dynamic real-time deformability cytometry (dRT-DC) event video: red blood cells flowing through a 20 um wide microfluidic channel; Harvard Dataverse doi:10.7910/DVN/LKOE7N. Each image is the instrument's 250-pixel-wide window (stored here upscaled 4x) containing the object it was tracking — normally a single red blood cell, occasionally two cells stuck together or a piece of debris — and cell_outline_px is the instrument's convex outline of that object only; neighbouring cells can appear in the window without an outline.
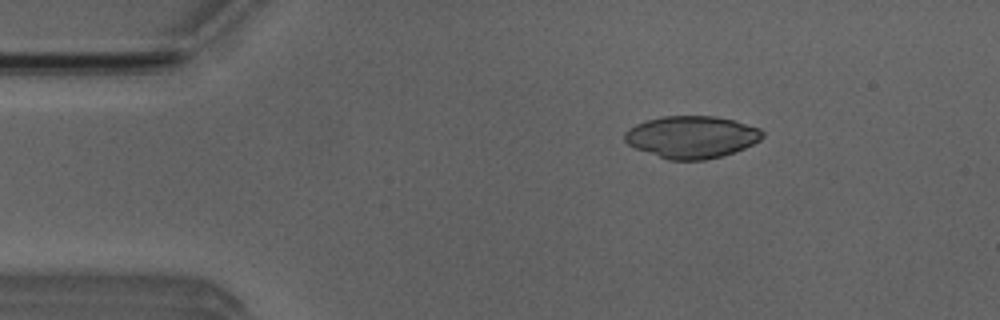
{"species": "Egyptian fruit bat (a non-hibernating species)", "species_latin": "Rousettus aegyptiacus", "temperature_condition": "room temperature", "stored_images_in_passage": 52, "camera_frame_rate_fps": 3000, "um_per_image_px": 0.085, "animal": {"sex": "male"}, "frame": {"image": 1, "passage_image": 8, "time_ms": 2.333, "image_size_px": [1000, 320], "cell_outline_px": [[764, 136], [760, 140], [744, 148], [720, 156], [704, 160], [668, 160], [636, 148], [628, 144], [624, 140], [624, 132], [628, 128], [644, 120], [664, 116], [716, 116], [732, 120], [760, 128], [764, 132]], "centroid_in_image_um": [58.77, 11.63], "position_along_channel_um": 26.2, "area_um2": 33.81}}
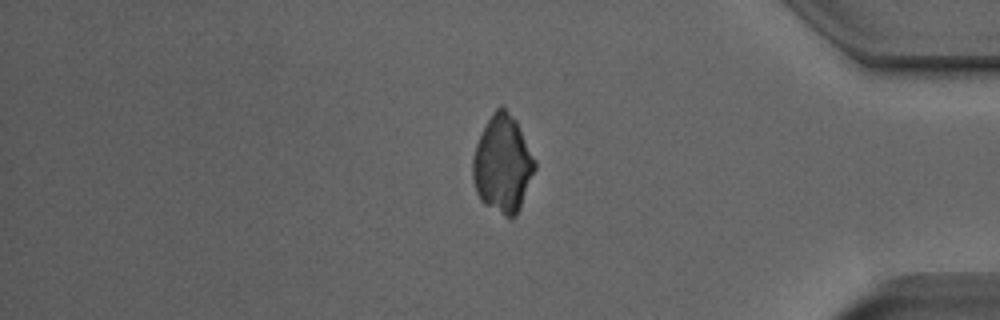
{"frame": {"image": 2, "passage_image": 43, "time_ms": 14.0, "image_size_px": [1000, 320], "cell_outline_px": [[536, 168], [520, 208], [516, 216], [504, 216], [484, 204], [480, 200], [476, 192], [472, 176], [472, 156], [476, 144], [492, 112], [500, 104], [516, 120], [536, 160]], "centroid_in_image_um": [42.72, 13.95], "position_along_channel_um": 392.5, "area_um2": 35.2}}
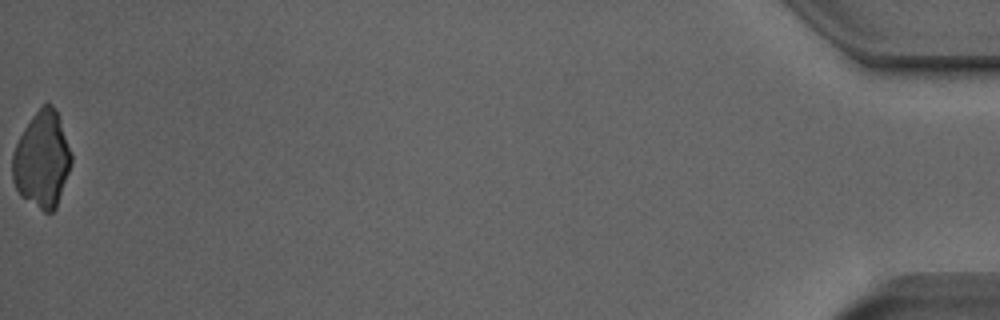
{"frame": {"image": 3, "passage_image": 52, "time_ms": 17.0, "image_size_px": [1000, 320], "cell_outline_px": [[72, 160], [56, 208], [52, 212], [44, 212], [20, 196], [12, 180], [12, 152], [24, 128], [32, 116], [48, 100], [52, 104], [60, 116], [72, 156]], "centroid_in_image_um": [3.56, 13.55], "position_along_channel_um": 431.6, "area_um2": 33.06}}